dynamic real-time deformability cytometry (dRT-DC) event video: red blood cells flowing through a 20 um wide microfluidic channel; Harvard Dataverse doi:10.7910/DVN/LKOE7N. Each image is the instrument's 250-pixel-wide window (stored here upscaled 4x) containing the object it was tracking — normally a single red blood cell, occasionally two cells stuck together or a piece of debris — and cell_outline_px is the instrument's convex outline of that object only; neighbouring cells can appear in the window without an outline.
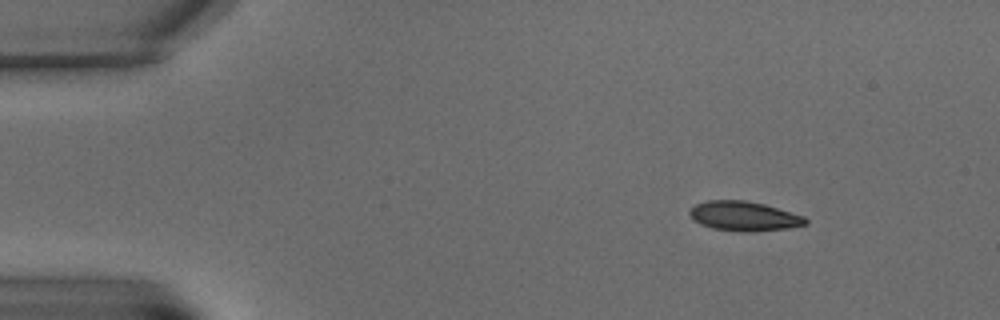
{"species": "common noctule bat (a hibernating species)", "species_latin": "Nyctalus noctula", "temperature_condition": "warm", "stored_images_in_passage": 7, "camera_frame_rate_fps": 3000, "um_per_image_px": 0.085, "animal": {"sex": "male", "body_mass_g": 15.6}, "frame": {"image": 1, "passage_image": 2, "time_ms": 1.333, "image_size_px": [1000, 320], "cell_outline_px": [[808, 224], [788, 228], [756, 232], [740, 232], [712, 228], [700, 224], [692, 220], [688, 212], [696, 204], [708, 200], [744, 200], [764, 204], [804, 216], [808, 220]], "centroid_in_image_um": [63.23, 18.38], "position_along_channel_um": 21.8, "area_um2": 20.11}}
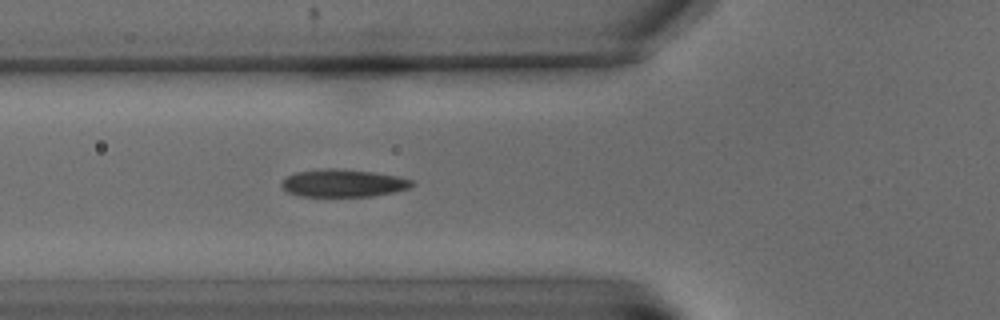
{"frame": {"image": 2, "passage_image": 7, "time_ms": 7.0, "image_size_px": [1000, 320], "cell_outline_px": [[416, 184], [408, 188], [392, 192], [372, 196], [300, 196], [288, 192], [280, 184], [288, 176], [296, 172], [328, 168], [336, 168], [372, 172], [396, 176], [412, 180]], "centroid_in_image_um": [29.17, 15.56], "position_along_channel_um": 96.6, "area_um2": 20.69}}